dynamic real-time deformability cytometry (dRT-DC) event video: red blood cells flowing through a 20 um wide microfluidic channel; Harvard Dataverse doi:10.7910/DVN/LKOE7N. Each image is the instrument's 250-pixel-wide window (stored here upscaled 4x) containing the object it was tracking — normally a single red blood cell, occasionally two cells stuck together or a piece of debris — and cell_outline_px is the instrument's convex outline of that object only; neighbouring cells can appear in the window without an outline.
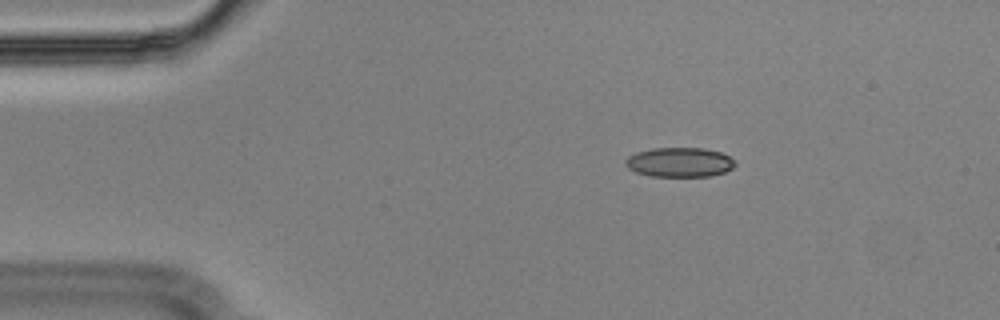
{"species": "Egyptian fruit bat (a non-hibernating species)", "species_latin": "Rousettus aegyptiacus", "temperature_condition": "cold", "stored_images_in_passage": 47, "segment_of_instrument_passage": [1, 2], "camera_frame_rate_fps": 3000, "um_per_image_px": 0.085, "animal": {"sex": "male"}, "frame": {"image": 1, "passage_image": 1, "time_ms": 0.0, "image_size_px": [1000, 320], "cell_outline_px": [[736, 164], [732, 168], [724, 172], [712, 176], [648, 176], [636, 172], [628, 168], [624, 164], [624, 160], [628, 156], [636, 152], [652, 148], [704, 148], [720, 152], [736, 160]], "centroid_in_image_um": [57.75, 13.79], "position_along_channel_um": 27.3, "area_um2": 19.02}}
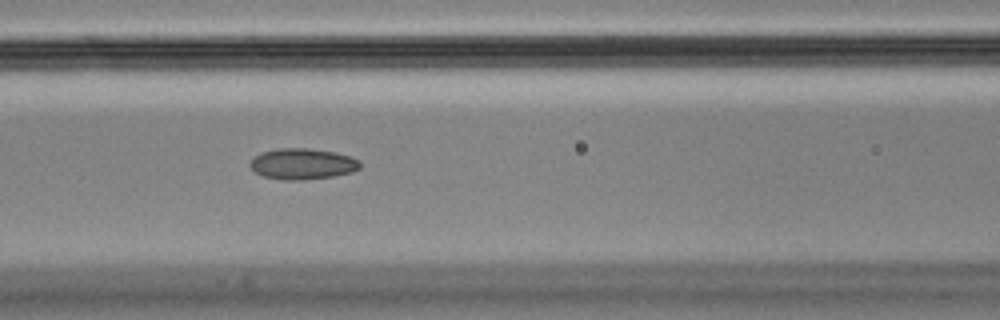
{"frame": {"image": 2, "passage_image": 15, "time_ms": 4.667, "image_size_px": [1000, 320], "cell_outline_px": [[360, 168], [352, 172], [332, 176], [304, 180], [284, 180], [264, 176], [256, 172], [248, 164], [260, 152], [276, 148], [304, 148], [336, 152], [352, 156], [360, 160]], "centroid_in_image_um": [25.73, 13.92], "position_along_channel_um": 140.9, "area_um2": 19.88}}
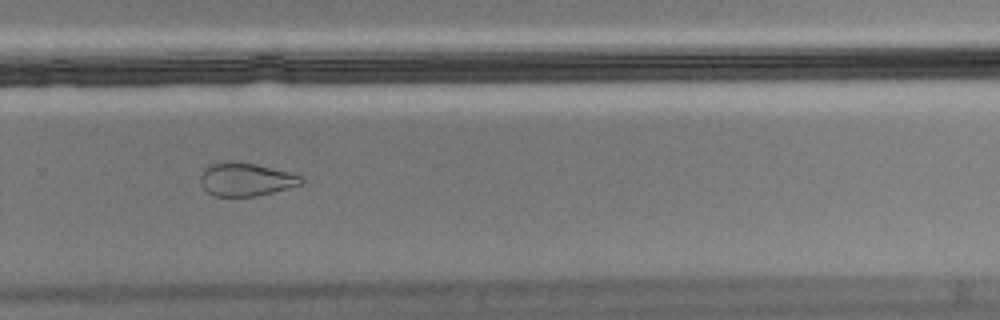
{"frame": {"image": 3, "passage_image": 29, "time_ms": 9.333, "image_size_px": [1000, 320], "cell_outline_px": [[304, 180], [300, 184], [288, 188], [256, 196], [216, 196], [208, 192], [200, 184], [200, 176], [204, 168], [212, 164], [256, 164], [288, 172], [300, 176]], "centroid_in_image_um": [20.89, 15.29], "position_along_channel_um": 308.9, "area_um2": 18.73}}